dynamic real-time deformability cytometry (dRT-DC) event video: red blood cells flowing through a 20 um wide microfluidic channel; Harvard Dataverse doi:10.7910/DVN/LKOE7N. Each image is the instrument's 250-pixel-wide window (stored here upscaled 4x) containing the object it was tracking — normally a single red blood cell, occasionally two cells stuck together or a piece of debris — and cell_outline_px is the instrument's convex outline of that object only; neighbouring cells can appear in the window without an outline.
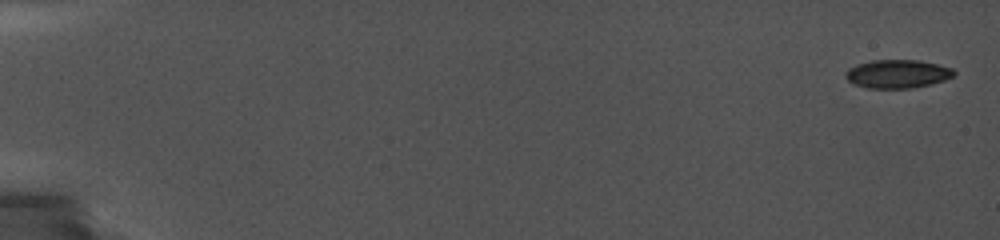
{"species": "common noctule bat (a hibernating species)", "species_latin": "Nyctalus noctula", "temperature_condition": "cold", "stored_images_in_passage": 31, "camera_frame_rate_fps": 5000, "um_per_image_px": 0.085, "animal": {"sex": "female", "body_mass_g": 19.0, "forearm_length_mm": 56.7}, "frame": {"image": 1, "passage_image": 1, "time_ms": 0.0, "image_size_px": [1000, 240], "cell_outline_px": [[956, 72], [952, 76], [944, 80], [912, 88], [868, 88], [852, 84], [844, 76], [844, 72], [848, 68], [856, 64], [872, 60], [920, 60], [952, 68]], "centroid_in_image_um": [76.22, 6.27], "position_along_channel_um": 8.8, "area_um2": 17.98}}
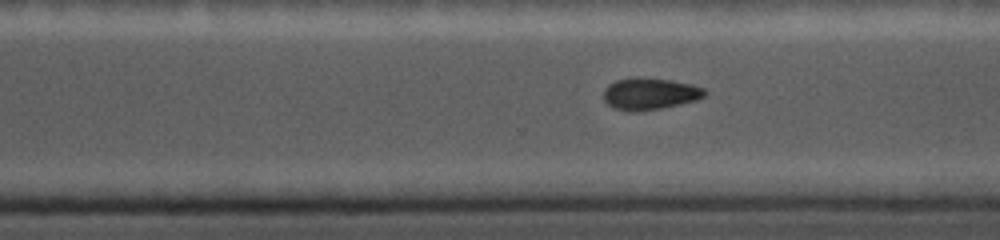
{"frame": {"image": 2, "passage_image": 23, "time_ms": 13.2, "image_size_px": [1000, 240], "cell_outline_px": [[708, 92], [704, 96], [696, 100], [660, 108], [636, 112], [628, 112], [612, 108], [604, 100], [604, 88], [608, 84], [616, 80], [636, 76], [640, 76], [672, 80], [692, 84], [704, 88]], "centroid_in_image_um": [55.21, 7.95], "position_along_channel_um": 315.4, "area_um2": 19.07}}
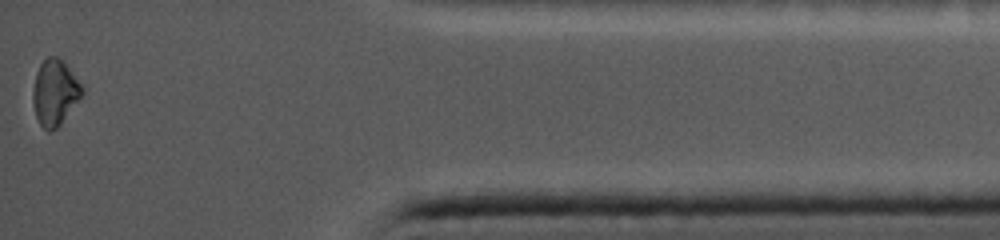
{"frame": {"image": 3, "passage_image": 31, "time_ms": 17.0, "image_size_px": [1000, 240], "cell_outline_px": [[84, 92], [60, 124], [56, 128], [48, 132], [40, 124], [36, 116], [32, 100], [32, 92], [36, 72], [40, 64], [48, 56], [56, 56], [64, 60], [84, 88]], "centroid_in_image_um": [4.65, 7.83], "position_along_channel_um": 430.5, "area_um2": 18.79}}